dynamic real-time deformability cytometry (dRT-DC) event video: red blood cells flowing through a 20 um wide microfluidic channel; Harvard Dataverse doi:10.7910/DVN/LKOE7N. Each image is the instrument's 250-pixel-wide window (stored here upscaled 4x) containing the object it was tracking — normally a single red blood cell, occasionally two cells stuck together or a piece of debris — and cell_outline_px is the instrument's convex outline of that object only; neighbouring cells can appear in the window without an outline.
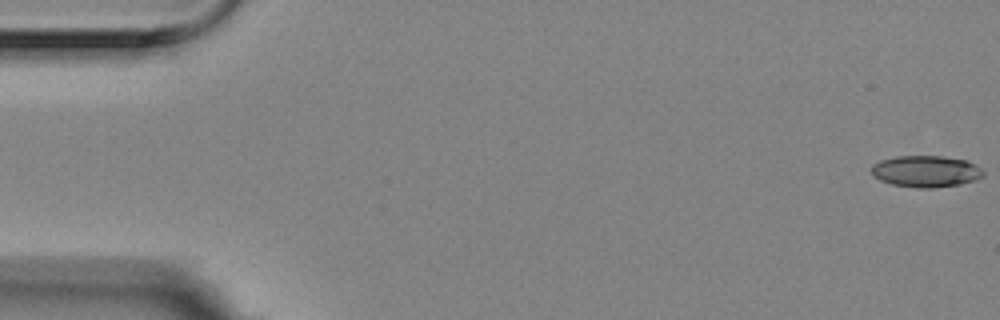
{"species": "Egyptian fruit bat (a non-hibernating species)", "species_latin": "Rousettus aegyptiacus", "temperature_condition": "room temperature", "stored_images_in_passage": 43, "camera_frame_rate_fps": 3000, "um_per_image_px": 0.085, "animal": {"sex": "female"}, "frame": {"image": 1, "passage_image": 1, "time_ms": 0.0, "image_size_px": [1000, 320], "cell_outline_px": [[984, 176], [976, 180], [960, 184], [932, 188], [916, 188], [892, 184], [880, 180], [872, 176], [872, 164], [880, 160], [896, 156], [944, 156], [964, 160], [980, 168], [984, 172]], "centroid_in_image_um": [78.67, 14.57], "position_along_channel_um": 6.3, "area_um2": 20.58}}
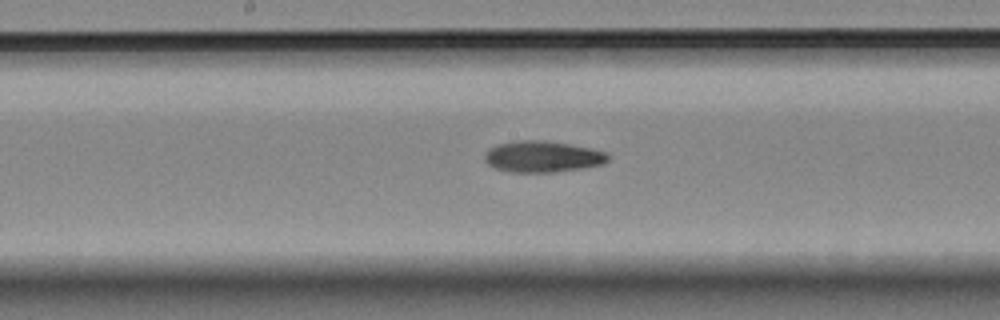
{"frame": {"image": 2, "passage_image": 29, "time_ms": 9.333, "image_size_px": [1000, 320], "cell_outline_px": [[608, 160], [604, 164], [584, 168], [552, 172], [512, 172], [496, 168], [488, 164], [484, 160], [484, 156], [496, 144], [516, 140], [544, 140], [572, 144], [592, 148], [604, 152], [608, 156]], "centroid_in_image_um": [46.14, 13.3], "position_along_channel_um": 202.1, "area_um2": 22.48}}
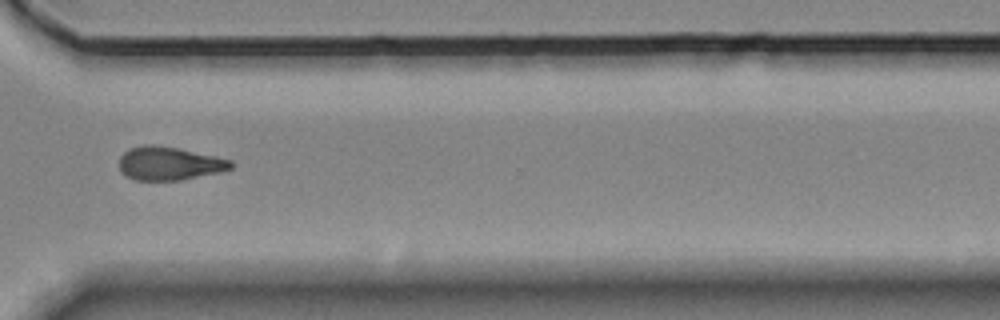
{"frame": {"image": 3, "passage_image": 42, "time_ms": 13.667, "image_size_px": [1000, 320], "cell_outline_px": [[232, 168], [220, 172], [180, 180], [136, 180], [124, 176], [120, 168], [120, 156], [128, 148], [144, 144], [152, 144], [176, 148], [216, 156], [232, 160]], "centroid_in_image_um": [14.36, 13.89], "position_along_channel_um": 356.2, "area_um2": 21.73}}